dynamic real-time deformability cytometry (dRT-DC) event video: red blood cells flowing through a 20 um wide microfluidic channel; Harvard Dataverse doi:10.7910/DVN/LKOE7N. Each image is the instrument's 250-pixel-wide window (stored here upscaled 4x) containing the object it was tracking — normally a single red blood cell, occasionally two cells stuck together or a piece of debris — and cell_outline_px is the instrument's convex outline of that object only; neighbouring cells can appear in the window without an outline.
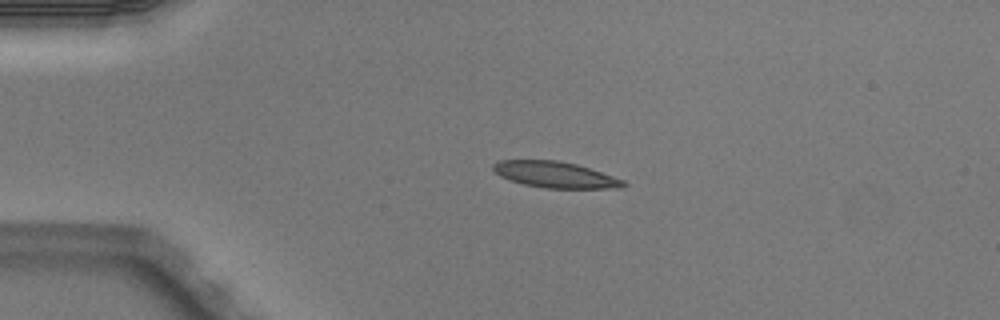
{"species": "Egyptian fruit bat (a non-hibernating species)", "species_latin": "Rousettus aegyptiacus", "temperature_condition": "warm", "stored_images_in_passage": 3, "camera_frame_rate_fps": 3000, "um_per_image_px": 0.085, "animal": {"sex": "male"}, "frame": {"image": 1, "passage_image": 2, "time_ms": 0.333, "image_size_px": [1000, 320], "cell_outline_px": [[628, 184], [624, 188], [544, 188], [524, 184], [500, 176], [492, 168], [492, 164], [500, 160], [556, 160], [576, 164], [624, 180]], "centroid_in_image_um": [47.2, 14.85], "position_along_channel_um": 37.8, "area_um2": 19.65}}